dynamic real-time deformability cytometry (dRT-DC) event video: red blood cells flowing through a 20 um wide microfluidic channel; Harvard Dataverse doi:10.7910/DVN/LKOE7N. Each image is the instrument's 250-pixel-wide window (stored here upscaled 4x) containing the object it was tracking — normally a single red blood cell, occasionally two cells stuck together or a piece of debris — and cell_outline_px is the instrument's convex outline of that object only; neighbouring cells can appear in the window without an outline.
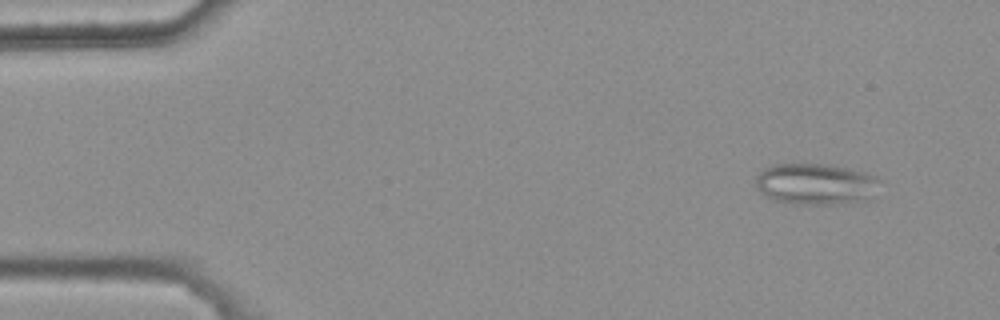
{"species": "common noctule bat (a hibernating species)", "species_latin": "Nyctalus noctula", "temperature_condition": "warm", "stored_images_in_passage": 4, "camera_frame_rate_fps": 3000, "um_per_image_px": 0.085, "animal": {"sex": "female", "body_mass_g": 25.1}, "frame": {"image": 1, "passage_image": 1, "time_ms": 0.0, "image_size_px": [1000, 320], "cell_outline_px": [[880, 180], [868, 200], [832, 204], [796, 204], [776, 200], [764, 196], [760, 192], [756, 184], [756, 176], [764, 168], [772, 164], [828, 164], [876, 176]], "centroid_in_image_um": [69.27, 15.64], "position_along_channel_um": 15.7, "area_um2": 29.48}}
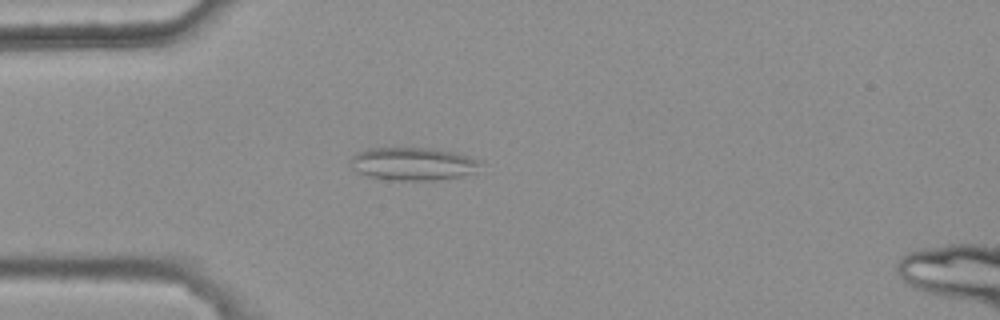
{"frame": {"image": 2, "passage_image": 4, "time_ms": 1.0, "image_size_px": [1000, 320], "cell_outline_px": [[480, 164], [476, 172], [460, 176], [432, 180], [392, 180], [368, 176], [356, 172], [352, 168], [352, 156], [356, 152], [368, 148], [432, 148], [452, 152], [468, 156], [480, 160]], "centroid_in_image_um": [35.08, 13.92], "position_along_channel_um": 49.9, "area_um2": 24.8}}